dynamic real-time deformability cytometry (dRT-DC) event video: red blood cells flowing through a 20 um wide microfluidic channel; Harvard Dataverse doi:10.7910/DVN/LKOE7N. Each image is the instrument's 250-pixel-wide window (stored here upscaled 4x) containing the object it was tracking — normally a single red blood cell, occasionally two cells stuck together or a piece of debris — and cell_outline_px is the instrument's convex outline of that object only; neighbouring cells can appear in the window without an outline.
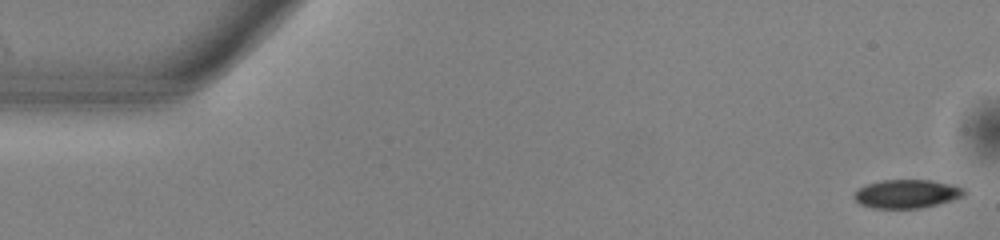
{"species": "common noctule bat (a hibernating species)", "species_latin": "Nyctalus noctula", "temperature_condition": "warm", "stored_images_in_passage": 47, "camera_frame_rate_fps": 3000, "um_per_image_px": 0.085, "animal": {"sex": "male", "body_mass_g": 13.0, "forearm_length_mm": 53.1}, "frame": {"image": 1, "passage_image": 1, "time_ms": 0.0, "image_size_px": [1000, 240], "cell_outline_px": [[968, 192], [964, 196], [952, 200], [920, 208], [872, 208], [860, 204], [852, 196], [860, 188], [868, 184], [880, 180], [932, 180], [952, 184], [964, 188]], "centroid_in_image_um": [77.11, 16.47], "position_along_channel_um": 7.9, "area_um2": 18.32}}
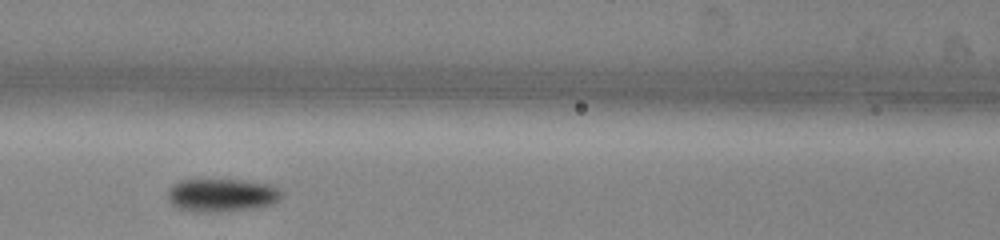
{"frame": {"image": 2, "passage_image": 22, "time_ms": 7.0, "image_size_px": [1000, 240], "cell_outline_px": [[284, 192], [280, 200], [272, 204], [260, 208], [228, 212], [180, 208], [172, 204], [168, 196], [168, 188], [172, 184], [180, 180], [248, 180], [272, 184], [280, 188]], "centroid_in_image_um": [18.98, 16.56], "position_along_channel_um": 147.6, "area_um2": 22.14}}
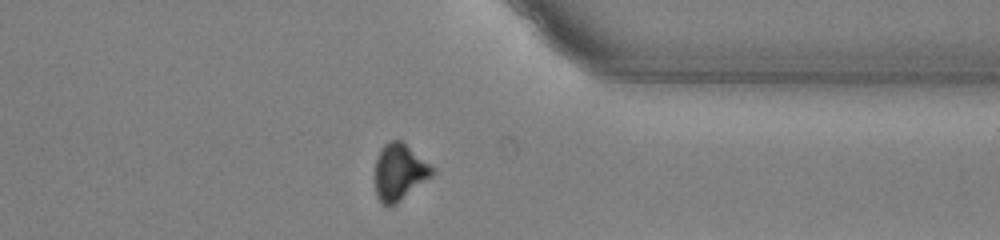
{"frame": {"image": 3, "passage_image": 40, "time_ms": 13.0, "image_size_px": [1000, 240], "cell_outline_px": [[436, 172], [432, 176], [396, 204], [388, 208], [380, 204], [376, 196], [376, 160], [384, 144], [388, 140], [400, 140], [428, 164]], "centroid_in_image_um": [33.92, 14.68], "position_along_channel_um": 377.5, "area_um2": 18.55}, "authors_computed_cell_mechanics": {"area_um2": 19.941, "velocity_mm_per_s": 3.9684, "shape_relaxation_time_tau1_ms": 2.9581, "shape_relaxation_time_tau2_ms": null, "deformation_change_tau1": 0.0926, "deformation_change_tau2": null}}